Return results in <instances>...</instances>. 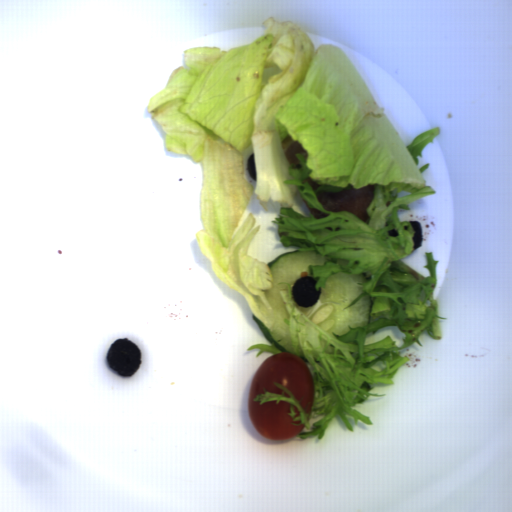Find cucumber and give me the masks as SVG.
Segmentation results:
<instances>
[{
  "mask_svg": "<svg viewBox=\"0 0 512 512\" xmlns=\"http://www.w3.org/2000/svg\"><path fill=\"white\" fill-rule=\"evenodd\" d=\"M366 277L350 275L345 272L330 275L322 289L321 296L312 307L298 309L313 323L324 329L328 334L337 336L348 333V325L352 328L361 327L371 322L372 301L369 294H364L360 300L349 307H344L358 294L362 287L357 283H365Z\"/></svg>",
  "mask_w": 512,
  "mask_h": 512,
  "instance_id": "obj_1",
  "label": "cucumber"
},
{
  "mask_svg": "<svg viewBox=\"0 0 512 512\" xmlns=\"http://www.w3.org/2000/svg\"><path fill=\"white\" fill-rule=\"evenodd\" d=\"M329 258L322 257L316 250H295L281 254L270 263L268 267L273 276L271 289H265L269 304L284 318L290 319L285 308L280 291H285L289 296L287 285H278L279 282H287L293 288L294 282L301 277L302 271H307L310 276L308 265H324Z\"/></svg>",
  "mask_w": 512,
  "mask_h": 512,
  "instance_id": "obj_2",
  "label": "cucumber"
},
{
  "mask_svg": "<svg viewBox=\"0 0 512 512\" xmlns=\"http://www.w3.org/2000/svg\"><path fill=\"white\" fill-rule=\"evenodd\" d=\"M252 320H254L257 324V326L259 327V329L262 331V333L264 334V336L268 339V341L274 345L275 348L279 349L280 353H288V351L285 349V347L280 344L276 339H274L271 335H270V330L269 328H267L266 326H264L263 322L261 319H259L257 316H255L253 313H252Z\"/></svg>",
  "mask_w": 512,
  "mask_h": 512,
  "instance_id": "obj_3",
  "label": "cucumber"
}]
</instances>
